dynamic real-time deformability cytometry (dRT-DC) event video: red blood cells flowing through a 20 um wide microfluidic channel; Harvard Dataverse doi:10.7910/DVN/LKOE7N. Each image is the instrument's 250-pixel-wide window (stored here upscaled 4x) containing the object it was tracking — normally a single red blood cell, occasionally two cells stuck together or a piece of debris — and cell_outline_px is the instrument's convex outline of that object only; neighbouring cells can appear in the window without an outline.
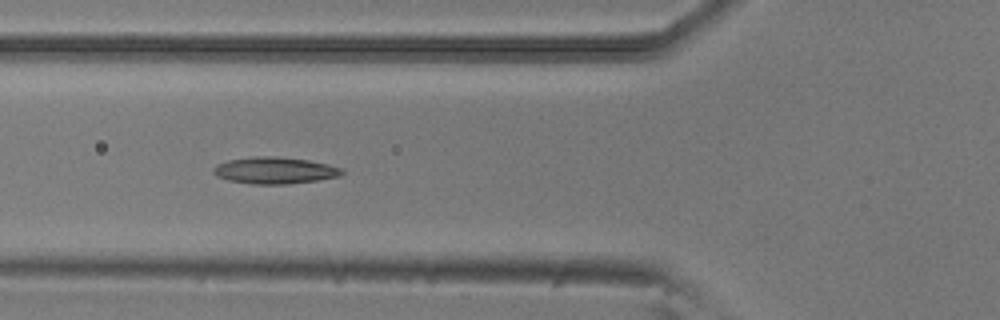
{"species": "common noctule bat (a hibernating species)", "species_latin": "Nyctalus noctula", "temperature_condition": "room temperature", "stored_images_in_passage": 6, "camera_frame_rate_fps": 3000, "um_per_image_px": 0.085, "animal": {"sex": "male", "body_mass_g": 20.5, "forearm_length_mm": 52.5}, "frame": {"image": 1, "passage_image": 6, "time_ms": 1.667, "image_size_px": [1000, 320], "cell_outline_px": [[344, 172], [340, 176], [316, 180], [288, 184], [252, 184], [228, 180], [216, 176], [212, 172], [212, 168], [216, 164], [228, 160], [252, 156], [276, 156], [308, 160], [328, 164], [340, 168]], "centroid_in_image_um": [23.3, 14.48], "position_along_channel_um": 102.5, "area_um2": 20.06}}